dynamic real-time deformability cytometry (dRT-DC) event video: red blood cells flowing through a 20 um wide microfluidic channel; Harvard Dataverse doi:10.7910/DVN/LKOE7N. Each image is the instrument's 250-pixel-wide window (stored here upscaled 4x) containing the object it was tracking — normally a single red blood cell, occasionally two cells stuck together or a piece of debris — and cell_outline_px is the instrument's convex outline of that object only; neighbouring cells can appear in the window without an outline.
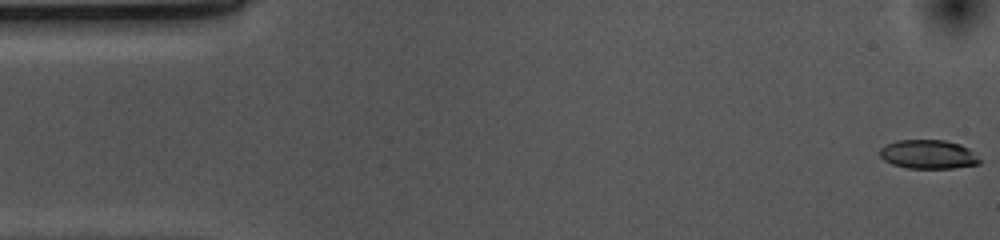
{"species": "common noctule bat (a hibernating species)", "species_latin": "Nyctalus noctula", "temperature_condition": "cold", "stored_images_in_passage": 12, "camera_frame_rate_fps": 3000, "um_per_image_px": 0.085, "animal": {"sex": "female", "body_mass_g": 10.0, "forearm_length_mm": 53.1}, "frame": {"image": 1, "passage_image": 1, "time_ms": 0.0, "image_size_px": [1000, 240], "cell_outline_px": [[984, 160], [980, 164], [952, 168], [908, 168], [892, 164], [884, 160], [880, 156], [880, 148], [884, 144], [896, 140], [944, 140], [960, 144], [968, 148]], "centroid_in_image_um": [78.92, 13.12], "position_along_channel_um": 6.1, "area_um2": 17.05}}